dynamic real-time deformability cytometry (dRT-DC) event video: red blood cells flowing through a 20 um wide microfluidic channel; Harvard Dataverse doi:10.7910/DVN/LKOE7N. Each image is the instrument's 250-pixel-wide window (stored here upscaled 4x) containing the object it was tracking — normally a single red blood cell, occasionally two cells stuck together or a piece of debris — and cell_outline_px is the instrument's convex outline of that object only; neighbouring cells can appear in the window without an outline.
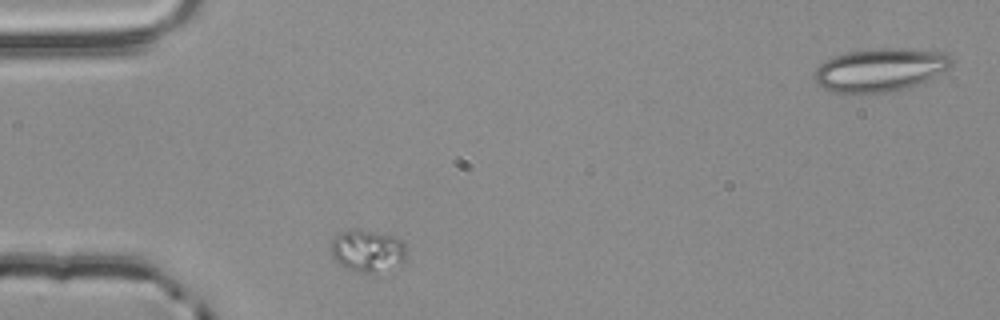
{"species": "common noctule bat (a hibernating species)", "species_latin": "Nyctalus noctula", "temperature_condition": "room temperature", "stored_images_in_passage": 2, "segment_of_instrument_passage": [1, 2], "camera_frame_rate_fps": 3000, "um_per_image_px": 0.085, "animal": {"sex": "male", "body_mass_g": 20.4}, "frame": {"image": 1, "passage_image": 1, "time_ms": 0.0, "image_size_px": [1000, 320], "cell_outline_px": [[408, 260], [400, 264], [372, 272], [356, 272], [336, 264], [332, 256], [332, 240], [340, 232], [352, 228], [356, 228], [396, 236], [404, 240], [408, 252]], "centroid_in_image_um": [31.28, 21.29], "position_along_channel_um": 53.7, "area_um2": 18.96}}